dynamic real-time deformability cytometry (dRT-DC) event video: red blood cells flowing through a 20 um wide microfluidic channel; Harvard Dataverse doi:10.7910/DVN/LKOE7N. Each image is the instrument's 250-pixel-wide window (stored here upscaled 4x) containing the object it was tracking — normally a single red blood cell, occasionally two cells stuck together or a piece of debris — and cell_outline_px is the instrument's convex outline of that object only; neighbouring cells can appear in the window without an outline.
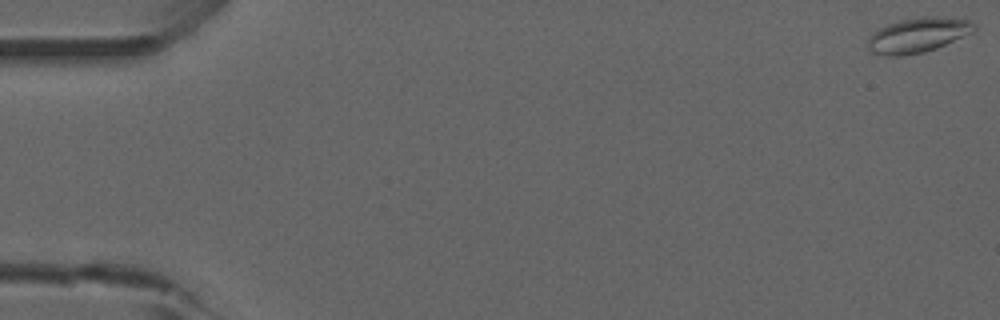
{"species": "common noctule bat (a hibernating species)", "species_latin": "Nyctalus noctula", "temperature_condition": "room temperature", "stored_images_in_passage": 12, "camera_frame_rate_fps": 3000, "um_per_image_px": 0.085, "animal": {"sex": "male", "forearm_length_mm": 52.5}, "frame": {"image": 1, "passage_image": 1, "time_ms": 0.0, "image_size_px": [1000, 320], "cell_outline_px": [[976, 28], [972, 32], [936, 48], [924, 52], [900, 56], [888, 56], [872, 52], [868, 48], [868, 36], [876, 28], [900, 20], [920, 16], [936, 16], [972, 20], [976, 24]], "centroid_in_image_um": [78.0, 2.97], "position_along_channel_um": 7.0, "area_um2": 21.73}}